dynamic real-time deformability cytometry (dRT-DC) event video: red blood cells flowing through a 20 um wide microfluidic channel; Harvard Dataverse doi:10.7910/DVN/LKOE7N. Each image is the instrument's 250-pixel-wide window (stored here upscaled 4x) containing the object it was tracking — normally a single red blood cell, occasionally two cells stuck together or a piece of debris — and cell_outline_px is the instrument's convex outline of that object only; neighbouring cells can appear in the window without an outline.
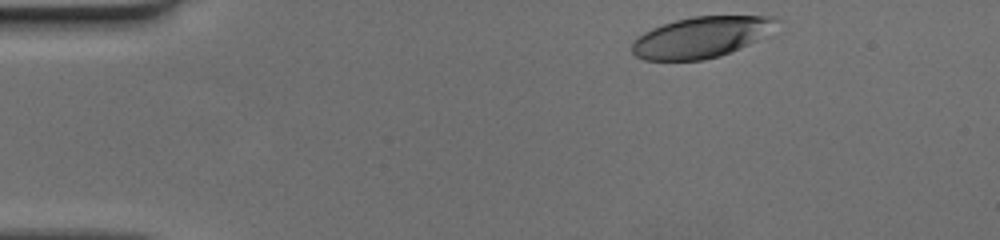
{"species": "human", "species_latin": "Homo sapiens", "temperature_condition": "cold", "stored_images_in_passage": 44, "camera_frame_rate_fps": 3000, "um_per_image_px": 0.085, "donor": {"sex": "female"}, "frame": {"image": 1, "passage_image": 1, "time_ms": 0.0, "image_size_px": [1000, 240], "cell_outline_px": [[784, 20], [756, 40], [740, 48], [720, 56], [704, 60], [644, 60], [636, 56], [632, 52], [632, 44], [644, 32], [652, 28], [676, 20], [692, 16], [776, 16]], "centroid_in_image_um": [59.62, 3.15], "position_along_channel_um": 25.4, "area_um2": 34.28}}
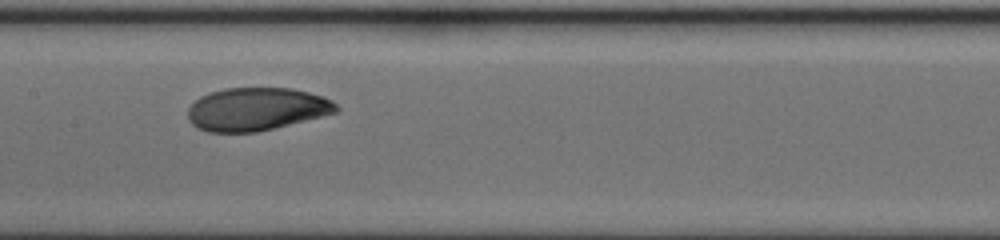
{"frame": {"image": 2, "passage_image": 19, "time_ms": 6.0, "image_size_px": [1000, 240], "cell_outline_px": [[340, 108], [336, 112], [256, 132], [208, 132], [196, 128], [188, 120], [188, 108], [200, 96], [224, 88], [292, 88], [324, 96], [332, 100]], "centroid_in_image_um": [21.77, 9.27], "position_along_channel_um": 185.6, "area_um2": 36.93}}
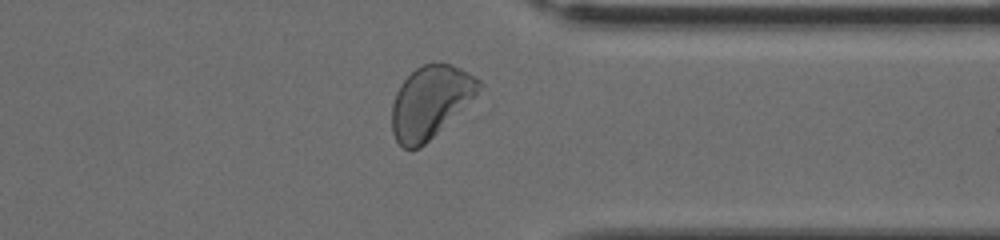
{"frame": {"image": 3, "passage_image": 33, "time_ms": 10.667, "image_size_px": [1000, 240], "cell_outline_px": [[484, 84], [420, 148], [404, 148], [396, 140], [392, 132], [392, 104], [396, 92], [400, 84], [416, 68], [424, 64], [452, 64], [468, 72], [480, 80]], "centroid_in_image_um": [36.52, 8.63], "position_along_channel_um": 374.9, "area_um2": 35.26}}